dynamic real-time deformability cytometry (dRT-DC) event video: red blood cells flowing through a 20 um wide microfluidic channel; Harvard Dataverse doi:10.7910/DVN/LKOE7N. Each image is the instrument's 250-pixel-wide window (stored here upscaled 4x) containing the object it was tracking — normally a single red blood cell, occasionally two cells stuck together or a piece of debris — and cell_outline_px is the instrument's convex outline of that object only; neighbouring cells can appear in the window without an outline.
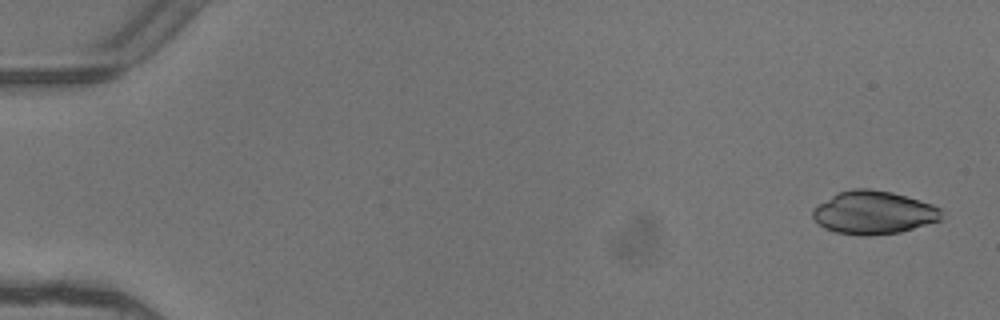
{"species": "common noctule bat (a hibernating species)", "species_latin": "Nyctalus noctula", "temperature_condition": "warm", "stored_images_in_passage": 5, "camera_frame_rate_fps": 3000, "um_per_image_px": 0.085, "animal": {"sex": "female"}, "frame": {"image": 1, "passage_image": 1, "time_ms": 0.0, "image_size_px": [1000, 320], "cell_outline_px": [[940, 220], [900, 232], [868, 236], [856, 236], [836, 232], [824, 228], [812, 216], [812, 208], [836, 192], [852, 188], [868, 188], [892, 192], [920, 200], [932, 204], [940, 208]], "centroid_in_image_um": [74.21, 18.06], "position_along_channel_um": 10.8, "area_um2": 32.48}}
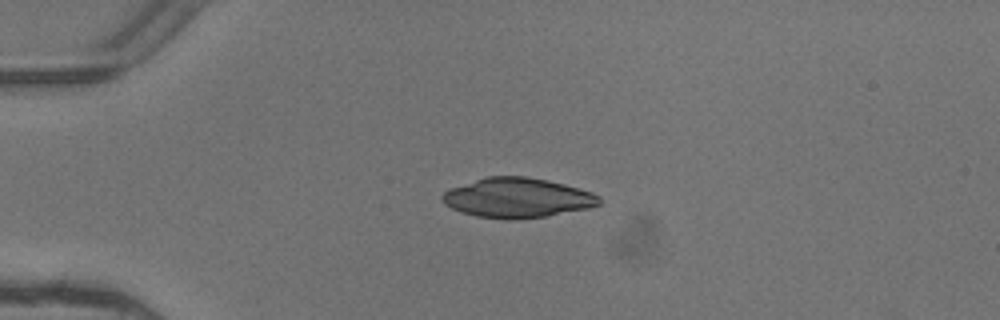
{"frame": {"image": 2, "passage_image": 4, "time_ms": 1.0, "image_size_px": [1000, 320], "cell_outline_px": [[600, 204], [588, 208], [544, 216], [516, 220], [508, 220], [476, 216], [460, 212], [444, 204], [440, 196], [448, 188], [488, 176], [524, 176], [548, 180], [564, 184], [592, 192], [600, 196]], "centroid_in_image_um": [43.93, 16.81], "position_along_channel_um": 41.1, "area_um2": 36.41}}